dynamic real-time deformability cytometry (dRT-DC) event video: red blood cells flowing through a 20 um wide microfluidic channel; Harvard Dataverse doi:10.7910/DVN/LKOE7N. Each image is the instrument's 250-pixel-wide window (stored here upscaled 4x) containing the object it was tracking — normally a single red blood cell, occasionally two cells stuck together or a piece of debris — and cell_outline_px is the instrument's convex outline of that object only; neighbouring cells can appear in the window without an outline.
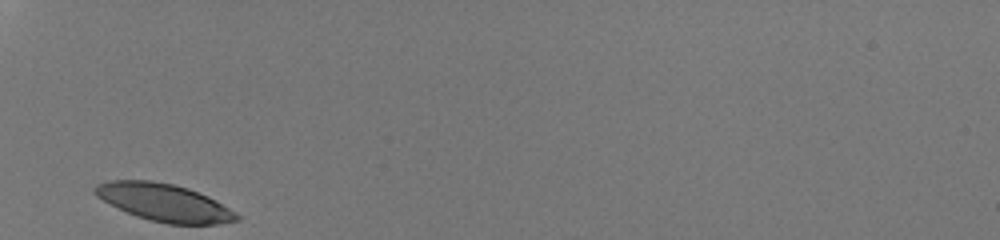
{"species": "human", "species_latin": "Homo sapiens", "temperature_condition": "room temperature", "stored_images_in_passage": 25, "camera_frame_rate_fps": 3000, "um_per_image_px": 0.085, "donor": {"sex": "male"}, "frame": {"image": 1, "passage_image": 1, "time_ms": 0.0, "image_size_px": [1000, 240], "cell_outline_px": [[240, 220], [216, 224], [168, 224], [148, 220], [136, 216], [96, 196], [92, 192], [92, 188], [96, 184], [108, 180], [152, 180], [172, 184], [188, 188], [208, 196], [216, 200], [236, 212], [240, 216]], "centroid_in_image_um": [13.96, 17.21], "position_along_channel_um": 71.0, "area_um2": 30.98}}
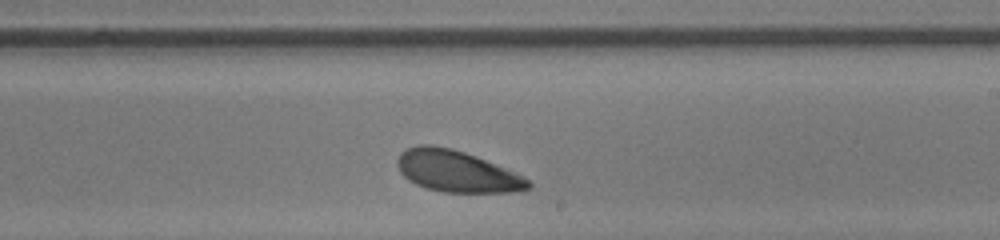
{"frame": {"image": 2, "passage_image": 15, "time_ms": 4.667, "image_size_px": [1000, 240], "cell_outline_px": [[532, 188], [516, 192], [444, 192], [428, 188], [416, 184], [408, 180], [400, 172], [396, 164], [396, 160], [400, 152], [416, 144], [432, 144], [452, 148], [476, 156], [504, 168], [528, 180], [532, 184]], "centroid_in_image_um": [38.77, 14.55], "position_along_channel_um": 250.2, "area_um2": 31.56}}
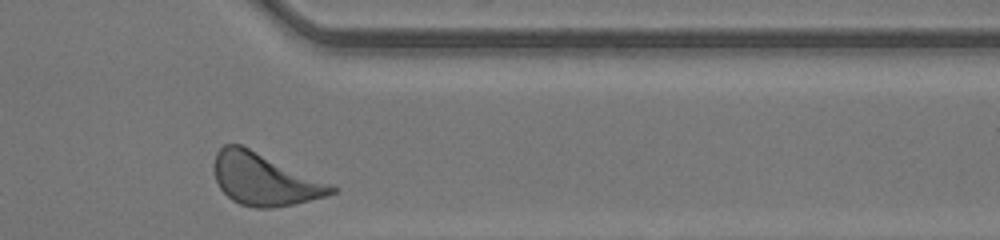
{"frame": {"image": 3, "passage_image": 25, "time_ms": 8.0, "image_size_px": [1000, 240], "cell_outline_px": [[336, 192], [324, 196], [292, 204], [272, 208], [256, 208], [240, 204], [232, 200], [220, 188], [216, 180], [212, 168], [212, 164], [216, 152], [224, 144], [240, 144], [328, 184], [336, 188]], "centroid_in_image_um": [22.36, 15.24], "position_along_channel_um": 389.0, "area_um2": 34.74}, "authors_computed_cell_mechanics": {"area_um2": 31.9634, "velocity_mm_per_s": 4.1437, "shape_relaxation_time_tau1_ms": 1.3632, "shape_relaxation_time_tau2_ms": 4.0431, "deformation_change_tau1": 0.0834, "deformation_change_tau2": 0.1343}}